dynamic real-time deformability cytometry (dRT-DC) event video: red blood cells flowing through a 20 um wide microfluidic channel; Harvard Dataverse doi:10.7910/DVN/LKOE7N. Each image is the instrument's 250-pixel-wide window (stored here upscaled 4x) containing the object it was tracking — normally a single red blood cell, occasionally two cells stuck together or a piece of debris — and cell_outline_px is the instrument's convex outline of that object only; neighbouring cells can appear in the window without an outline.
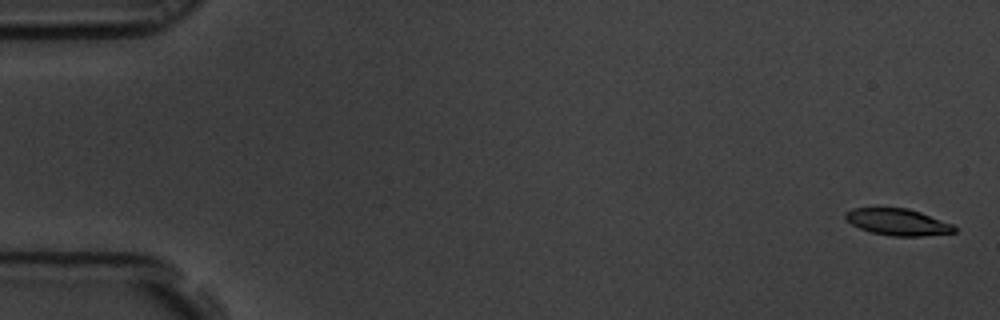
{"species": "common noctule bat (a hibernating species)", "species_latin": "Nyctalus noctula", "temperature_condition": "room temperature", "stored_images_in_passage": 6, "camera_frame_rate_fps": 3000, "um_per_image_px": 0.085, "animal": {"sex": "male", "body_mass_g": 19.5, "forearm_length_mm": 54.6}, "frame": {"image": 1, "passage_image": 1, "time_ms": 0.0, "image_size_px": [1000, 320], "cell_outline_px": [[956, 232], [920, 236], [892, 236], [872, 232], [860, 228], [852, 224], [844, 216], [844, 212], [852, 208], [908, 208], [920, 212], [952, 224], [956, 228]], "centroid_in_image_um": [76.3, 18.87], "position_along_channel_um": 8.7, "area_um2": 16.7}}
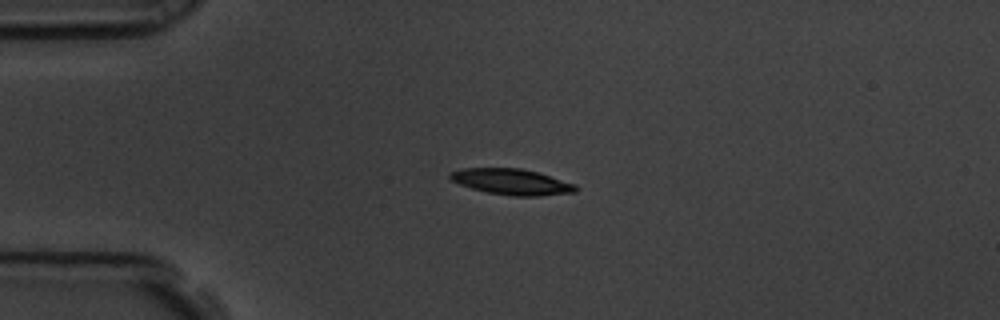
{"frame": {"image": 2, "passage_image": 4, "time_ms": 1.0, "image_size_px": [1000, 320], "cell_outline_px": [[580, 188], [576, 192], [540, 196], [512, 196], [488, 192], [472, 188], [460, 184], [452, 180], [448, 176], [448, 172], [464, 168], [520, 168], [536, 172], [576, 184]], "centroid_in_image_um": [43.51, 15.45], "position_along_channel_um": 41.5, "area_um2": 18.9}}
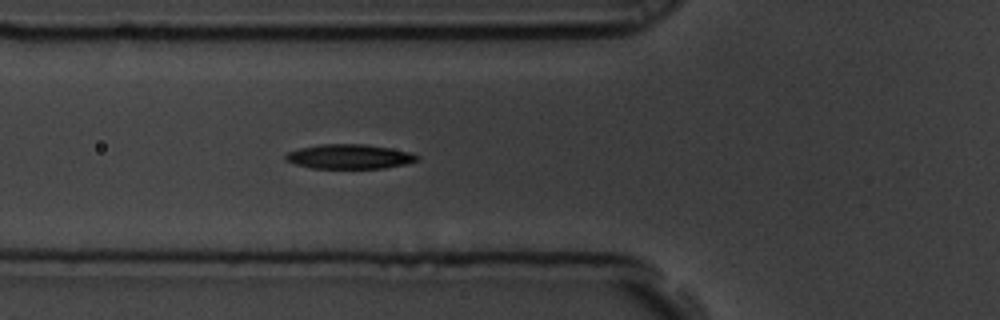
{"frame": {"image": 3, "passage_image": 6, "time_ms": 1.667, "image_size_px": [1000, 320], "cell_outline_px": [[420, 160], [404, 164], [384, 168], [312, 168], [296, 164], [284, 160], [284, 156], [288, 152], [300, 148], [320, 144], [364, 144], [388, 148], [408, 152], [420, 156]], "centroid_in_image_um": [29.68, 13.31], "position_along_channel_um": 96.1, "area_um2": 18.67}}